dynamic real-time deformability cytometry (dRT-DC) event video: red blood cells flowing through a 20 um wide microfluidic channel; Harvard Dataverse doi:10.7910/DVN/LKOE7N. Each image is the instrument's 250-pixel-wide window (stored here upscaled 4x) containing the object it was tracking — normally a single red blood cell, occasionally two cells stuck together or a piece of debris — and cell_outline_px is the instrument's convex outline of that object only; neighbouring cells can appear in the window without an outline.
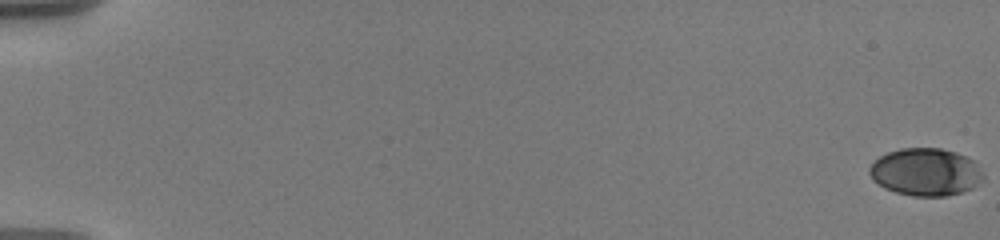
{"species": "human", "species_latin": "Homo sapiens", "temperature_condition": "warm", "stored_images_in_passage": 68, "camera_frame_rate_fps": 3000, "um_per_image_px": 0.085, "donor": {"sex": "male"}, "frame": {"image": 1, "passage_image": 1, "time_ms": 0.0, "image_size_px": [1000, 240], "cell_outline_px": [[984, 176], [972, 188], [960, 192], [944, 196], [912, 196], [896, 192], [884, 188], [872, 180], [868, 172], [868, 168], [880, 156], [888, 152], [900, 148], [940, 148], [956, 152], [972, 160]], "centroid_in_image_um": [78.62, 14.62], "position_along_channel_um": 6.4, "area_um2": 31.27}}
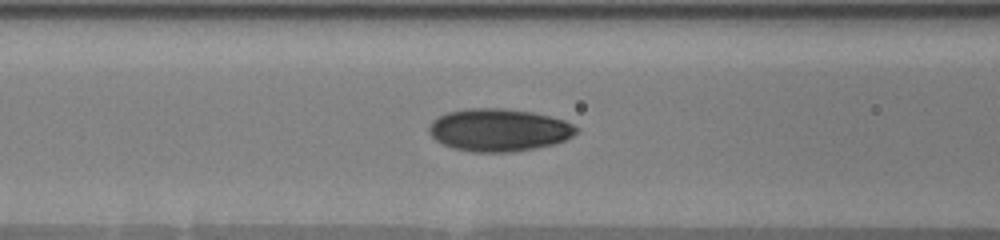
{"frame": {"image": 2, "passage_image": 34, "time_ms": 8.667, "image_size_px": [1000, 240], "cell_outline_px": [[576, 132], [572, 136], [564, 140], [552, 144], [536, 148], [508, 152], [472, 152], [452, 148], [436, 140], [428, 132], [428, 124], [432, 120], [448, 112], [468, 108], [504, 108], [532, 112], [564, 120], [572, 124], [576, 128]], "centroid_in_image_um": [42.35, 11.05], "position_along_channel_um": 124.2, "area_um2": 36.41}}
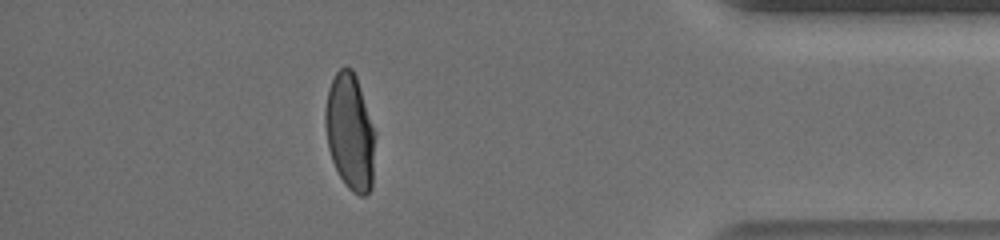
{"frame": {"image": 3, "passage_image": 65, "time_ms": 17.333, "image_size_px": [1000, 240], "cell_outline_px": [[372, 188], [364, 196], [360, 196], [352, 192], [348, 188], [340, 176], [332, 160], [328, 148], [324, 124], [324, 108], [328, 88], [336, 72], [340, 68], [352, 68], [356, 76], [372, 128]], "centroid_in_image_um": [29.68, 11.21], "position_along_channel_um": 405.5, "area_um2": 32.83}, "authors_computed_cell_mechanics": {"area_um2": 34.1309, "velocity_mm_per_s": 3.6046, "shape_relaxation_time_tau1_ms": 3.7184, "shape_relaxation_time_tau2_ms": 0.974, "deformation_change_tau1": 0.1782, "deformation_change_tau2": 0.0481}}